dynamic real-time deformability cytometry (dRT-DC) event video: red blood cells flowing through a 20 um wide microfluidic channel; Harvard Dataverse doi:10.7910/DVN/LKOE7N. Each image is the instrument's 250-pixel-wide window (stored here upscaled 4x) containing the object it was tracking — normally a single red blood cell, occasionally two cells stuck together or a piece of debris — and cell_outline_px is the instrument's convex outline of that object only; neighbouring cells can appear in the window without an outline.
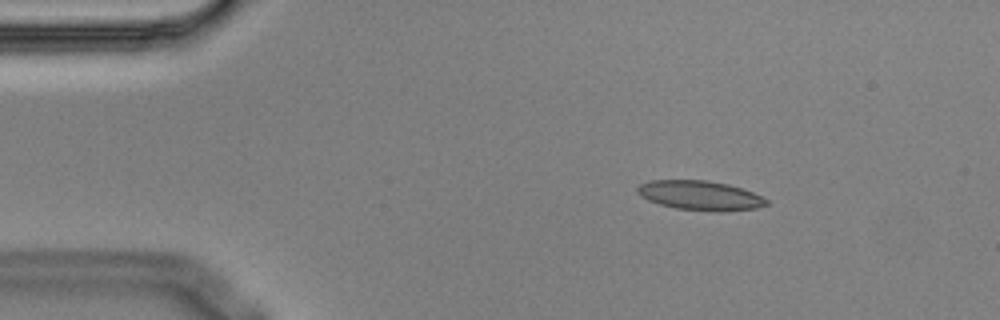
{"species": "Egyptian fruit bat (a non-hibernating species)", "species_latin": "Rousettus aegyptiacus", "temperature_condition": "cold", "stored_images_in_passage": 5, "camera_frame_rate_fps": 3000, "um_per_image_px": 0.085, "animal": {"sex": "male"}, "frame": {"image": 1, "passage_image": 3, "time_ms": 0.667, "image_size_px": [1000, 320], "cell_outline_px": [[768, 204], [756, 208], [724, 212], [712, 212], [676, 208], [660, 204], [648, 200], [640, 196], [636, 192], [636, 188], [640, 184], [652, 180], [708, 180], [728, 184], [752, 192], [768, 200]], "centroid_in_image_um": [59.49, 16.62], "position_along_channel_um": 25.5, "area_um2": 22.25}}